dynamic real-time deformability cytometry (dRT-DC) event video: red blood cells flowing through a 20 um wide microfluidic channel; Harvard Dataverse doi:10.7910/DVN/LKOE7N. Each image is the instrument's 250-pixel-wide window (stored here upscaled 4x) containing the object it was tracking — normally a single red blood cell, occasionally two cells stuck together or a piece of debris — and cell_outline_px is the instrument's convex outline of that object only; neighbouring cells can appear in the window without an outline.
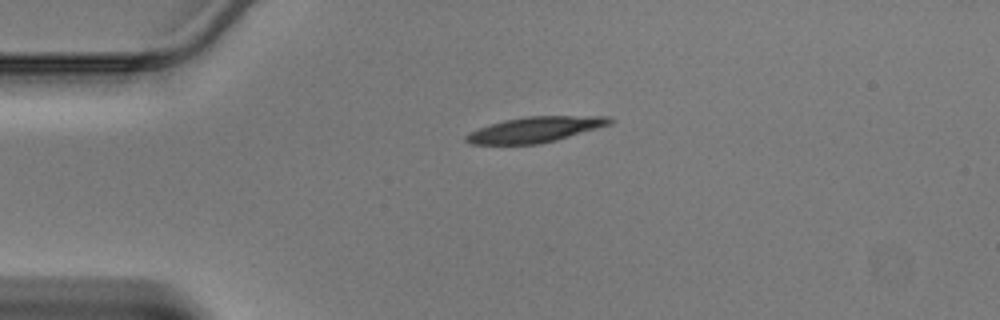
{"species": "Egyptian fruit bat (a non-hibernating species)", "species_latin": "Rousettus aegyptiacus", "temperature_condition": "warm", "stored_images_in_passage": 36, "camera_frame_rate_fps": 3000, "um_per_image_px": 0.085, "animal": {"sex": "male"}, "frame": {"image": 1, "passage_image": 1, "time_ms": 0.0, "image_size_px": [1000, 320], "cell_outline_px": [[616, 120], [612, 124], [556, 140], [540, 144], [472, 144], [464, 140], [464, 136], [468, 132], [504, 120], [528, 116], [608, 116]], "centroid_in_image_um": [45.52, 11.01], "position_along_channel_um": 39.5, "area_um2": 21.33}}
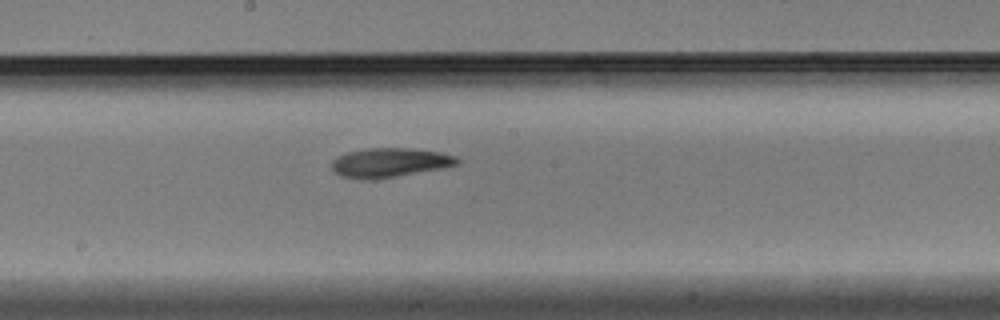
{"frame": {"image": 2, "passage_image": 15, "time_ms": 4.667, "image_size_px": [1000, 320], "cell_outline_px": [[460, 164], [444, 168], [372, 180], [364, 180], [340, 176], [332, 168], [332, 160], [348, 152], [368, 148], [408, 148], [440, 152], [456, 156], [460, 160]], "centroid_in_image_um": [33.16, 13.83], "position_along_channel_um": 215.0, "area_um2": 21.39}}
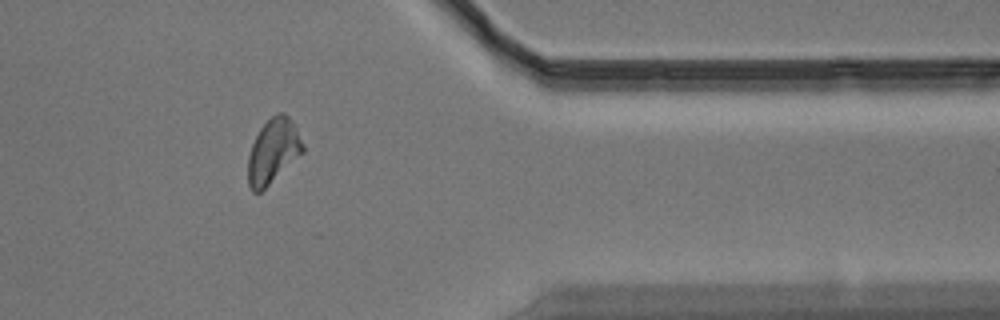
{"frame": {"image": 3, "passage_image": 28, "time_ms": 9.0, "image_size_px": [1000, 320], "cell_outline_px": [[304, 152], [260, 192], [252, 192], [248, 184], [248, 156], [252, 144], [260, 128], [276, 112], [284, 112], [288, 116], [296, 128], [304, 144]], "centroid_in_image_um": [23.21, 12.84], "position_along_channel_um": 388.2, "area_um2": 20.46}}